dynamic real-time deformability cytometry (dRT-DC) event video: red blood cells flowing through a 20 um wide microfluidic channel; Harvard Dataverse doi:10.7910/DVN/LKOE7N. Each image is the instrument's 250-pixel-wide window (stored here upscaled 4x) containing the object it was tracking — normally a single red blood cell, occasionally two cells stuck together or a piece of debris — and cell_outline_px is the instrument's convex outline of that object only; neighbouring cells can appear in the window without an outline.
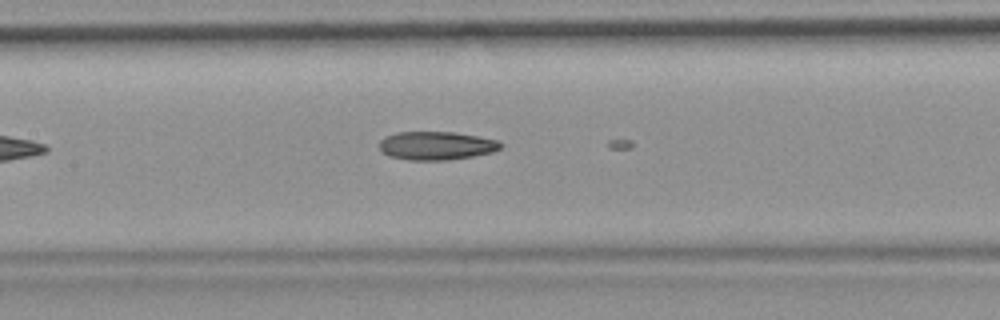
{"species": "common noctule bat (a hibernating species)", "species_latin": "Nyctalus noctula", "temperature_condition": "room temperature", "stored_images_in_passage": 9, "camera_frame_rate_fps": 3000, "um_per_image_px": 0.085, "animal": {"sex": "female", "body_mass_g": 19.9}, "frame": {"image": 1, "passage_image": 8, "time_ms": 2.333, "image_size_px": [1000, 320], "cell_outline_px": [[504, 144], [500, 148], [492, 152], [472, 156], [448, 160], [408, 160], [388, 156], [380, 148], [380, 140], [384, 136], [396, 132], [456, 132], [496, 140]], "centroid_in_image_um": [37.07, 12.38], "position_along_channel_um": 170.3, "area_um2": 20.06}}